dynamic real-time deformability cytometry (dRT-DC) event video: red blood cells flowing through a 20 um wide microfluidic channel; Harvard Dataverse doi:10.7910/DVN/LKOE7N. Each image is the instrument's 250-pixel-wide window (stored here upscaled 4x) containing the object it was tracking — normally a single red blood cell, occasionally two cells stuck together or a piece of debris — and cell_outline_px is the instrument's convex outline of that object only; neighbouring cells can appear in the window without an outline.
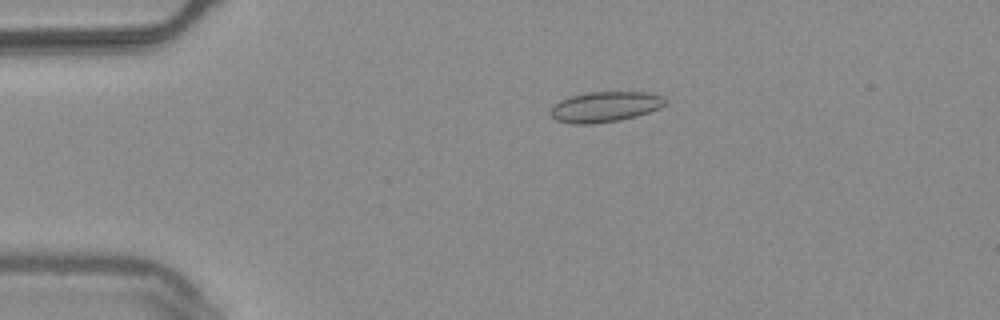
{"species": "common noctule bat (a hibernating species)", "species_latin": "Nyctalus noctula", "temperature_condition": "warm", "stored_images_in_passage": 55, "camera_frame_rate_fps": 3000, "um_per_image_px": 0.085, "animal": {"sex": "male", "body_mass_g": 20.4}, "frame": {"image": 1, "passage_image": 12, "time_ms": 3.667, "image_size_px": [1000, 320], "cell_outline_px": [[668, 104], [660, 108], [636, 116], [620, 120], [592, 124], [572, 124], [556, 120], [548, 112], [552, 104], [560, 100], [572, 96], [588, 92], [644, 92], [660, 96], [668, 100]], "centroid_in_image_um": [51.4, 9.08], "position_along_channel_um": 33.6, "area_um2": 20.46}}
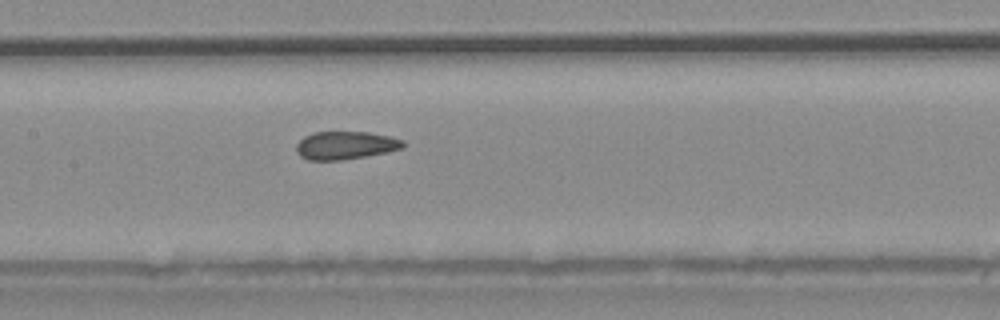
{"frame": {"image": 2, "passage_image": 27, "time_ms": 8.667, "image_size_px": [1000, 320], "cell_outline_px": [[404, 148], [364, 156], [340, 160], [308, 160], [300, 156], [296, 152], [296, 144], [304, 136], [312, 132], [368, 132], [388, 136], [404, 140]], "centroid_in_image_um": [29.32, 12.35], "position_along_channel_um": 178.1, "area_um2": 17.34}}
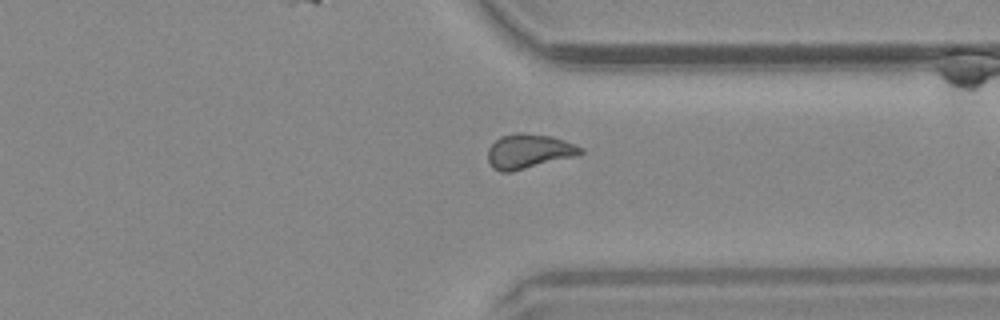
{"frame": {"image": 3, "passage_image": 42, "time_ms": 13.667, "image_size_px": [1000, 320], "cell_outline_px": [[584, 152], [576, 156], [512, 172], [500, 172], [492, 168], [488, 160], [488, 148], [500, 136], [520, 132], [552, 136], [564, 140], [584, 148]], "centroid_in_image_um": [44.95, 12.86], "position_along_channel_um": 366.5, "area_um2": 18.79}, "authors_computed_cell_mechanics": {"area_um2": 18.496, "velocity_mm_per_s": 3.7733, "shape_relaxation_time_tau1_ms": 8.23, "shape_relaxation_time_tau2_ms": 0.9149, "deformation_change_tau1": 0.1498, "deformation_change_tau2": 0.0707}}